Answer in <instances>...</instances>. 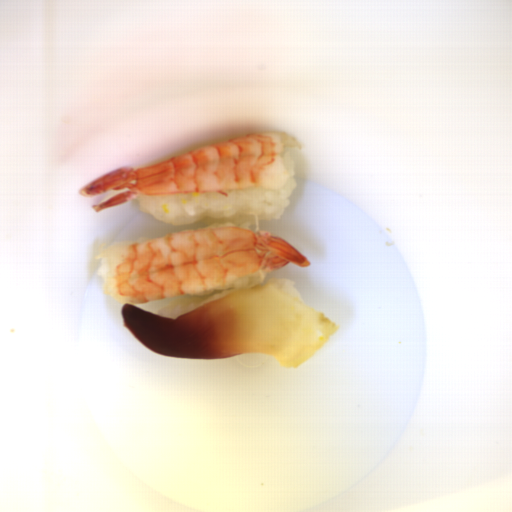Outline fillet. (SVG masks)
<instances>
[{
  "label": "fillet",
  "mask_w": 512,
  "mask_h": 512,
  "mask_svg": "<svg viewBox=\"0 0 512 512\" xmlns=\"http://www.w3.org/2000/svg\"><path fill=\"white\" fill-rule=\"evenodd\" d=\"M120 303L124 327L149 349L172 357L212 360L264 353L285 367H297L338 329L322 313L268 283L194 305L172 318Z\"/></svg>",
  "instance_id": "obj_1"
}]
</instances>
